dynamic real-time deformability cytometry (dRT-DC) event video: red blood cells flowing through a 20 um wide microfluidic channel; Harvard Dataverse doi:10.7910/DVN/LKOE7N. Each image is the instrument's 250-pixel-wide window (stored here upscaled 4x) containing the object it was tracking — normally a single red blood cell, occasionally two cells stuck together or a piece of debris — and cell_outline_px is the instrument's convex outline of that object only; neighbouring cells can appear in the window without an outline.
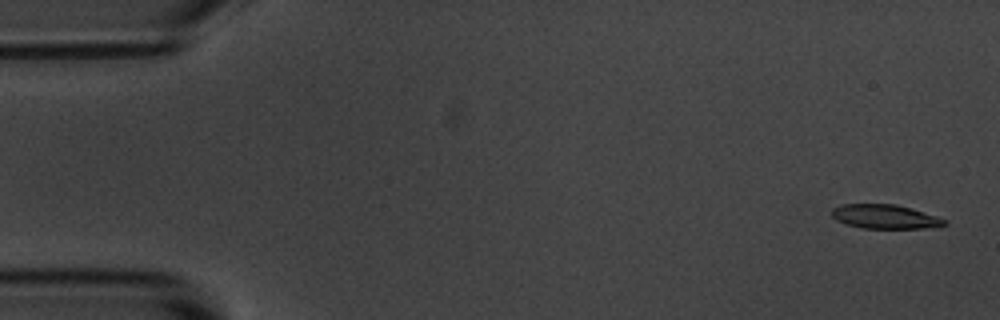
{"species": "common noctule bat (a hibernating species)", "species_latin": "Nyctalus noctula", "temperature_condition": "room temperature", "stored_images_in_passage": 56, "camera_frame_rate_fps": 3000, "um_per_image_px": 0.085, "animal": {"sex": "male", "body_mass_g": 20.1, "forearm_length_mm": 53.5}, "frame": {"image": 1, "passage_image": 2, "time_ms": 0.333, "image_size_px": [1000, 320], "cell_outline_px": [[948, 224], [940, 228], [864, 228], [848, 224], [836, 220], [832, 216], [832, 208], [840, 204], [896, 204], [912, 208], [948, 220]], "centroid_in_image_um": [75.29, 18.41], "position_along_channel_um": 9.7, "area_um2": 16.01}}
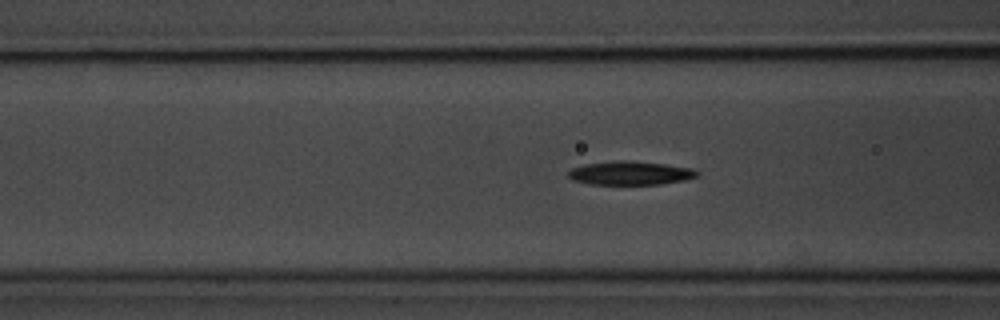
{"frame": {"image": 2, "passage_image": 21, "time_ms": 6.667, "image_size_px": [1000, 320], "cell_outline_px": [[700, 172], [696, 176], [684, 180], [660, 184], [592, 184], [572, 180], [568, 176], [568, 172], [572, 168], [584, 164], [612, 160], [632, 160], [664, 164], [692, 168]], "centroid_in_image_um": [53.55, 14.7], "position_along_channel_um": 113.1, "area_um2": 17.8}}
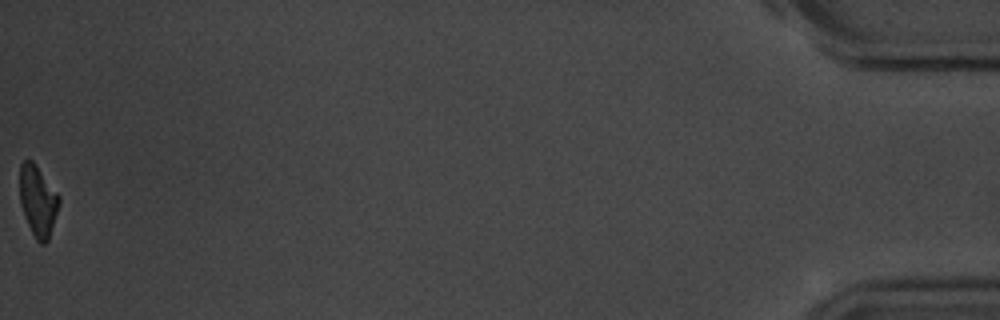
{"frame": {"image": 3, "passage_image": 56, "time_ms": 18.333, "image_size_px": [1000, 320], "cell_outline_px": [[60, 204], [48, 240], [44, 244], [40, 244], [36, 240], [24, 216], [20, 204], [20, 164], [24, 160], [32, 160], [60, 196]], "centroid_in_image_um": [3.22, 17.08], "position_along_channel_um": 432.0, "area_um2": 16.18}, "authors_computed_cell_mechanics": {"area_um2": 17.3689, "velocity_mm_per_s": 3.5944, "shape_relaxation_time_tau1_ms": 6.5771, "shape_relaxation_time_tau2_ms": null, "deformation_change_tau1": 0.1694, "deformation_change_tau2": null}}